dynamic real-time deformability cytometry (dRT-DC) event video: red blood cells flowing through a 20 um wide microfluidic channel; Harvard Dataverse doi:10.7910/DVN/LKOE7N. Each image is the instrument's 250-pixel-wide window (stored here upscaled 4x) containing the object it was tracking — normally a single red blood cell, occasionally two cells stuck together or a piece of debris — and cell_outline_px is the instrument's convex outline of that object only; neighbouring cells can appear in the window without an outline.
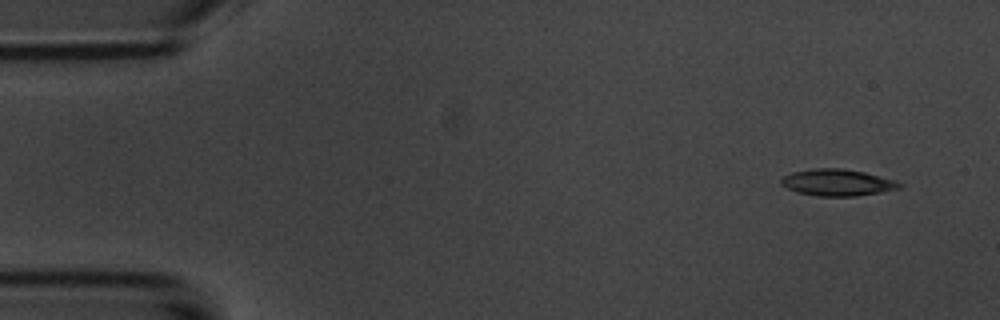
{"species": "common noctule bat (a hibernating species)", "species_latin": "Nyctalus noctula", "temperature_condition": "room temperature", "stored_images_in_passage": 14, "camera_frame_rate_fps": 3000, "um_per_image_px": 0.085, "animal": {"sex": "male", "body_mass_g": 20.1, "forearm_length_mm": 53.5}, "frame": {"image": 1, "passage_image": 1, "time_ms": 0.0, "image_size_px": [1000, 320], "cell_outline_px": [[904, 184], [900, 188], [880, 192], [856, 196], [816, 196], [796, 192], [780, 184], [780, 180], [784, 176], [792, 172], [812, 168], [844, 168], [864, 172], [896, 180]], "centroid_in_image_um": [71.18, 15.51], "position_along_channel_um": 13.8, "area_um2": 18.5}}
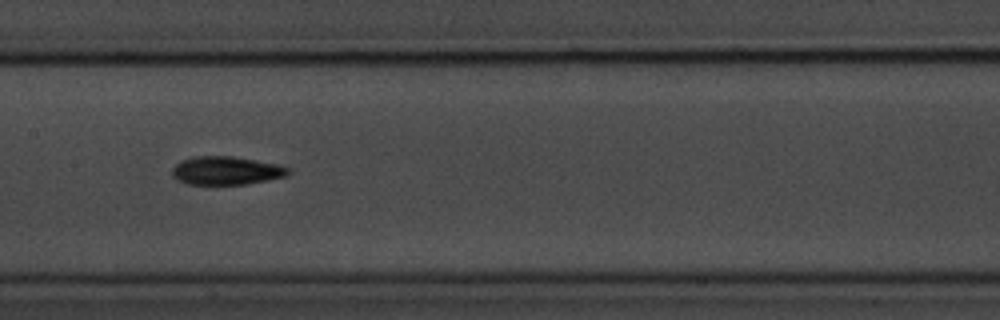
{"frame": {"image": 2, "passage_image": 7, "time_ms": 7.667, "image_size_px": [1000, 320], "cell_outline_px": [[292, 172], [288, 176], [248, 184], [188, 184], [176, 180], [172, 176], [172, 168], [180, 160], [192, 156], [232, 156], [256, 160], [276, 164], [288, 168]], "centroid_in_image_um": [19.21, 14.5], "position_along_channel_um": 188.2, "area_um2": 19.36}, "authors_computed_cell_mechanics": {"area_um2": 18.3515, "velocity_mm_per_s": 3.6366, "shape_relaxation_time_tau1_ms": 3.054, "shape_relaxation_time_tau2_ms": 4.4394, "deformation_change_tau1": 0.1213, "deformation_change_tau2": 0.1201}}